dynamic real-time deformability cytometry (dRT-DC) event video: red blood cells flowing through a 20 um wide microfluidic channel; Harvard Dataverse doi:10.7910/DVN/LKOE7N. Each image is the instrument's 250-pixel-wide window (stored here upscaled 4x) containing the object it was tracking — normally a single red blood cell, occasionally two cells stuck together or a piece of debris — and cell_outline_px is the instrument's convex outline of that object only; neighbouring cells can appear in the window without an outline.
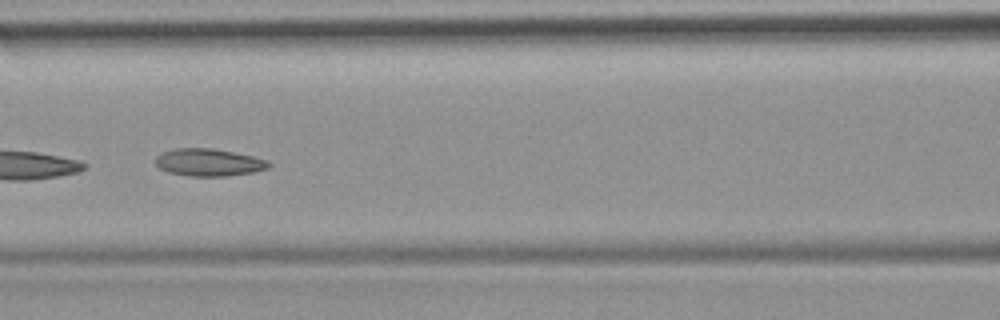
{"species": "common noctule bat (a hibernating species)", "species_latin": "Nyctalus noctula", "temperature_condition": "room temperature", "stored_images_in_passage": 5, "camera_frame_rate_fps": 3000, "um_per_image_px": 0.085, "animal": {"sex": "female", "body_mass_g": 19.9}, "frame": {"image": 1, "passage_image": 5, "time_ms": 4.667, "image_size_px": [1000, 320], "cell_outline_px": [[272, 164], [268, 168], [252, 172], [228, 176], [188, 176], [168, 172], [160, 168], [156, 164], [156, 156], [164, 152], [176, 148], [212, 148], [252, 156], [268, 160]], "centroid_in_image_um": [17.75, 13.81], "position_along_channel_um": 148.8, "area_um2": 17.98}}